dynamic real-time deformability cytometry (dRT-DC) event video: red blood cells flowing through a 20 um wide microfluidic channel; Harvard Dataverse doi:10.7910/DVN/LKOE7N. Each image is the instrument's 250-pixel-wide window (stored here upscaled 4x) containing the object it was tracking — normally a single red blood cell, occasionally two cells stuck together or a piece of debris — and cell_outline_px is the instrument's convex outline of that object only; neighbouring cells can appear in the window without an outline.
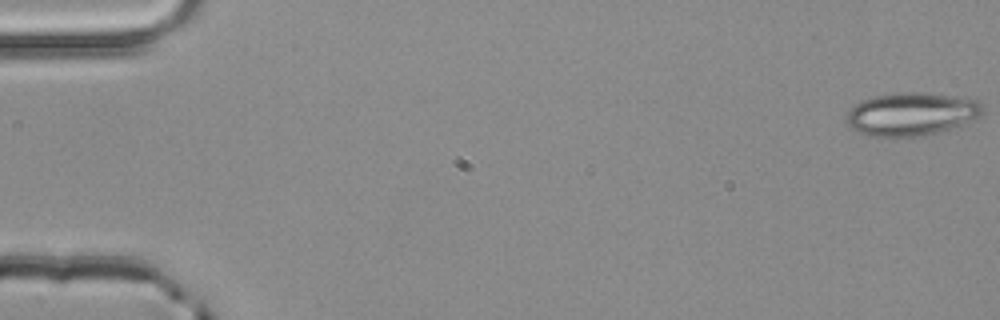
{"species": "common noctule bat (a hibernating species)", "species_latin": "Nyctalus noctula", "temperature_condition": "room temperature", "stored_images_in_passage": 3, "camera_frame_rate_fps": 3000, "um_per_image_px": 0.085, "animal": {"sex": "male", "body_mass_g": 20.4}, "frame": {"image": 1, "passage_image": 1, "time_ms": 0.0, "image_size_px": [1000, 320], "cell_outline_px": [[984, 108], [976, 116], [960, 124], [924, 136], [872, 136], [860, 132], [852, 128], [848, 124], [848, 112], [860, 100], [872, 96], [900, 92], [916, 92], [952, 96], [980, 100], [984, 104]], "centroid_in_image_um": [77.44, 9.67], "position_along_channel_um": 7.6, "area_um2": 33.47}}